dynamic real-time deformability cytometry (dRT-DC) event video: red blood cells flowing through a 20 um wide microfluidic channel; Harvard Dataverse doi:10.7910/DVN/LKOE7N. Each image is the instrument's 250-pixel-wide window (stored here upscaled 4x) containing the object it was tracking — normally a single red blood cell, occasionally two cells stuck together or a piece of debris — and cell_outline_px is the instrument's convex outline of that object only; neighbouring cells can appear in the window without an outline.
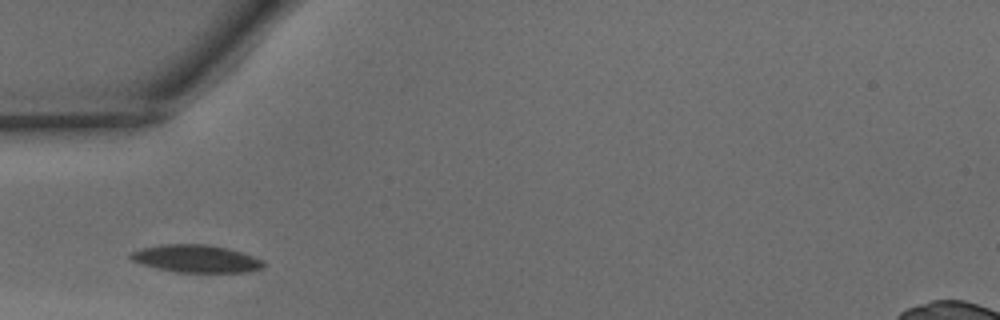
{"species": "common noctule bat (a hibernating species)", "species_latin": "Nyctalus noctula", "temperature_condition": "warm", "stored_images_in_passage": 3, "camera_frame_rate_fps": 3000, "um_per_image_px": 0.085, "animal": {"sex": "male", "body_mass_g": 15.6}, "frame": {"image": 1, "passage_image": 1, "time_ms": 0.0, "image_size_px": [1000, 320], "cell_outline_px": [[264, 268], [248, 272], [176, 272], [156, 268], [132, 260], [128, 256], [132, 252], [140, 248], [160, 244], [208, 244], [228, 248], [264, 260]], "centroid_in_image_um": [16.68, 21.98], "position_along_channel_um": 68.3, "area_um2": 21.39}}